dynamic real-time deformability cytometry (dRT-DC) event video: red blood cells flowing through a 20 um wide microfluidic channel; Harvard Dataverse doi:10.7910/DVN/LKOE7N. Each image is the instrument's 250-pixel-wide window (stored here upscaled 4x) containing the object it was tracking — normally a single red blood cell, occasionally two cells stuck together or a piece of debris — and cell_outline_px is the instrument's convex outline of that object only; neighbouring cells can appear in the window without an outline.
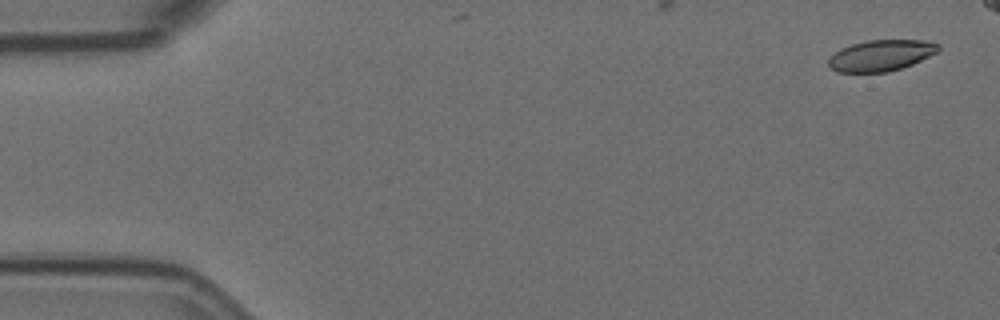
{"species": "Egyptian fruit bat (a non-hibernating species)", "species_latin": "Rousettus aegyptiacus", "temperature_condition": "room temperature", "stored_images_in_passage": 2, "camera_frame_rate_fps": 3000, "um_per_image_px": 0.085, "animal": {"sex": "female"}, "frame": {"image": 1, "passage_image": 1, "time_ms": 0.0, "image_size_px": [1000, 320], "cell_outline_px": [[940, 48], [936, 52], [912, 64], [888, 72], [836, 72], [828, 64], [828, 60], [840, 48], [852, 44], [868, 40], [924, 40], [940, 44]], "centroid_in_image_um": [74.88, 4.71], "position_along_channel_um": 10.1, "area_um2": 19.71}}